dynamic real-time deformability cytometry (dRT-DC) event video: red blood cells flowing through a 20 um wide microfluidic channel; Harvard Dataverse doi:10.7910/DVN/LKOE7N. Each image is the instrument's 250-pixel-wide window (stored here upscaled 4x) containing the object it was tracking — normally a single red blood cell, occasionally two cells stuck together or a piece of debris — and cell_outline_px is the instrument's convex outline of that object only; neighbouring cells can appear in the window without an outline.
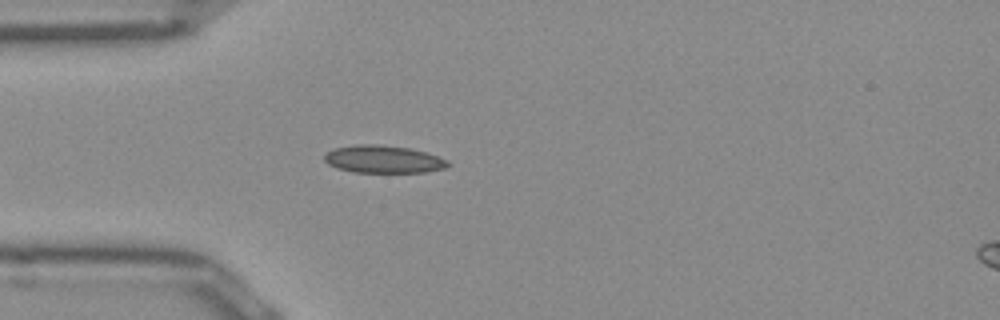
{"species": "Egyptian fruit bat (a non-hibernating species)", "species_latin": "Rousettus aegyptiacus", "temperature_condition": "room temperature", "stored_images_in_passage": 38, "camera_frame_rate_fps": 3000, "um_per_image_px": 0.085, "frame": {"image": 1, "passage_image": 1, "time_ms": 0.0, "image_size_px": [1000, 320], "cell_outline_px": [[448, 164], [444, 168], [424, 172], [352, 172], [336, 168], [328, 164], [324, 160], [324, 156], [332, 148], [356, 144], [376, 144], [408, 148], [424, 152], [448, 160]], "centroid_in_image_um": [32.51, 13.53], "position_along_channel_um": 52.5, "area_um2": 19.71}}
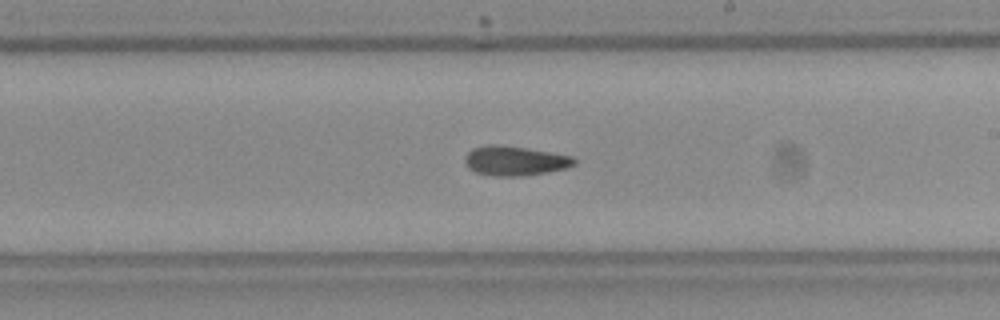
{"frame": {"image": 2, "passage_image": 16, "time_ms": 5.0, "image_size_px": [1000, 320], "cell_outline_px": [[576, 164], [564, 168], [548, 172], [524, 176], [496, 176], [476, 172], [468, 168], [464, 160], [468, 152], [472, 148], [488, 144], [528, 148], [572, 156], [576, 160]], "centroid_in_image_um": [43.76, 13.67], "position_along_channel_um": 245.2, "area_um2": 18.73}}
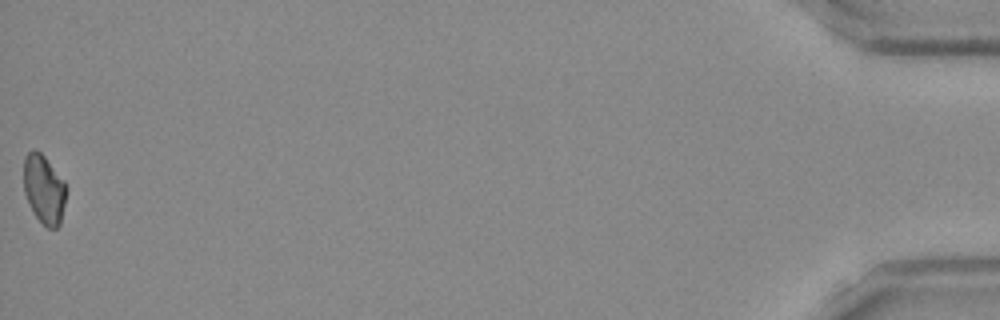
{"frame": {"image": 3, "passage_image": 38, "time_ms": 12.333, "image_size_px": [1000, 320], "cell_outline_px": [[64, 204], [60, 224], [56, 228], [48, 228], [36, 216], [24, 192], [24, 156], [32, 148], [36, 148], [44, 156], [64, 180]], "centroid_in_image_um": [3.71, 16.03], "position_along_channel_um": 431.5, "area_um2": 16.7}, "authors_computed_cell_mechanics": {"area_um2": 18.0914, "velocity_mm_per_s": 3.9736, "shape_relaxation_time_tau1_ms": null, "shape_relaxation_time_tau2_ms": 3.1072, "deformation_change_tau1": null, "deformation_change_tau2": 0.0723}}